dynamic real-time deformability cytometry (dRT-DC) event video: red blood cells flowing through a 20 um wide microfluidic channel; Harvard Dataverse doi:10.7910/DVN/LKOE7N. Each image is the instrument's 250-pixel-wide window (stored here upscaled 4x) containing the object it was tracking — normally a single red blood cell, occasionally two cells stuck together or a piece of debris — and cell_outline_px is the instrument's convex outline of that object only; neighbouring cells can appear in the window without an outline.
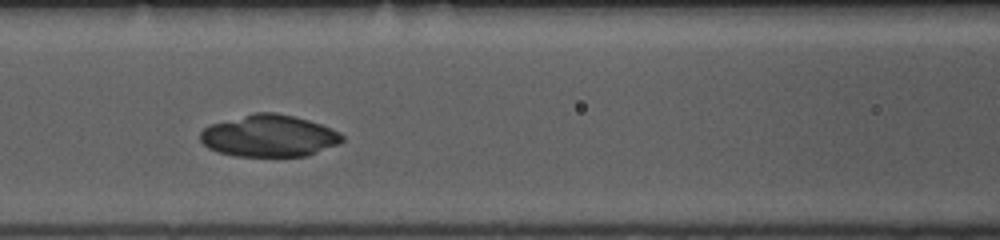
{"species": "common noctule bat (a hibernating species)", "species_latin": "Nyctalus noctula", "temperature_condition": "room temperature", "stored_images_in_passage": 28, "camera_frame_rate_fps": 3000, "um_per_image_px": 0.085, "animal": {"sex": "female", "body_mass_g": 10.0, "forearm_length_mm": 53.1}, "frame": {"image": 1, "passage_image": 14, "time_ms": 4.333, "image_size_px": [1000, 240], "cell_outline_px": [[344, 140], [340, 144], [308, 156], [236, 156], [220, 152], [208, 148], [200, 140], [200, 132], [204, 128], [212, 124], [252, 112], [276, 112], [308, 120], [320, 124], [340, 132], [344, 136]], "centroid_in_image_um": [22.9, 11.55], "position_along_channel_um": 143.7, "area_um2": 34.74}}
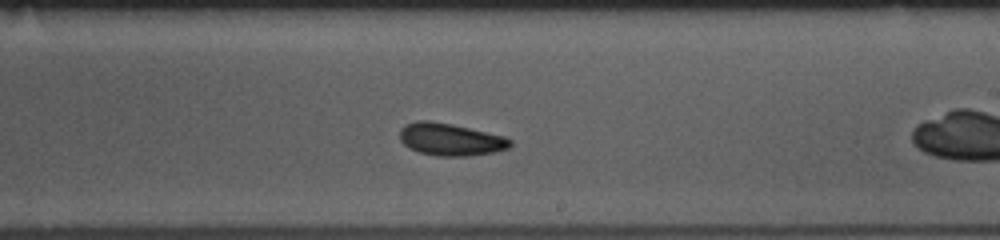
{"frame": {"image": 2, "passage_image": 19, "time_ms": 6.0, "image_size_px": [1000, 240], "cell_outline_px": [[512, 144], [508, 148], [492, 152], [468, 156], [436, 156], [420, 152], [408, 148], [400, 140], [400, 128], [404, 124], [416, 120], [428, 120], [452, 124], [504, 136], [512, 140]], "centroid_in_image_um": [38.25, 11.84], "position_along_channel_um": 250.8, "area_um2": 20.87}}
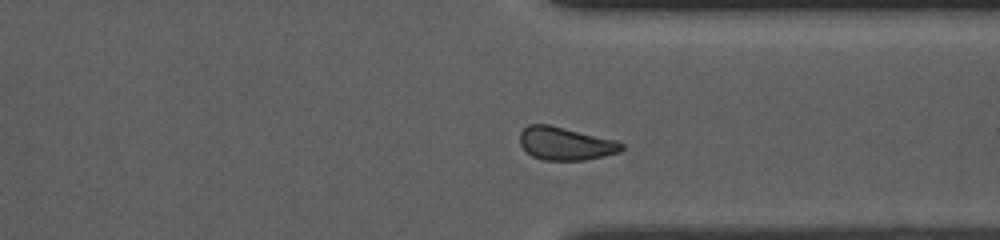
{"frame": {"image": 3, "passage_image": 28, "time_ms": 9.0, "image_size_px": [1000, 240], "cell_outline_px": [[624, 148], [620, 152], [604, 156], [584, 160], [544, 160], [532, 156], [520, 144], [520, 132], [528, 124], [548, 124], [616, 140], [624, 144]], "centroid_in_image_um": [48.07, 12.2], "position_along_channel_um": 363.3, "area_um2": 19.54}, "authors_computed_cell_mechanics": {"area_um2": 27.6284, "velocity_mm_per_s": 3.7717, "shape_relaxation_time_tau1_ms": 1.5222, "shape_relaxation_time_tau2_ms": 1.6305, "deformation_change_tau1": 0.0634, "deformation_change_tau2": 0.094}}